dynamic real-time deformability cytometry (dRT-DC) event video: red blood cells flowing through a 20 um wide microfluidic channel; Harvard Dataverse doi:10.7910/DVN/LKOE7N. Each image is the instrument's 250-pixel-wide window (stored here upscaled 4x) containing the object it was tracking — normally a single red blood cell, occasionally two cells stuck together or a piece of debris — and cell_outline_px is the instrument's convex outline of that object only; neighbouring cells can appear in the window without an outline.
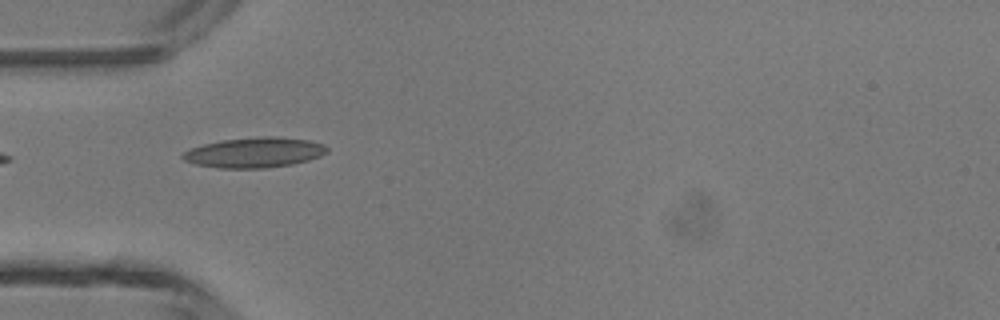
{"species": "common noctule bat (a hibernating species)", "species_latin": "Nyctalus noctula", "temperature_condition": "room temperature", "stored_images_in_passage": 30, "camera_frame_rate_fps": 3000, "um_per_image_px": 0.085, "animal": {"sex": "male", "body_mass_g": 13.3}, "frame": {"image": 1, "passage_image": 1, "time_ms": 0.0, "image_size_px": [1000, 320], "cell_outline_px": [[328, 152], [320, 156], [308, 160], [292, 164], [264, 168], [220, 168], [196, 164], [184, 160], [180, 156], [188, 148], [204, 144], [224, 140], [264, 136], [272, 136], [308, 140], [324, 144], [328, 148]], "centroid_in_image_um": [21.62, 12.96], "position_along_channel_um": 63.4, "area_um2": 25.26}}
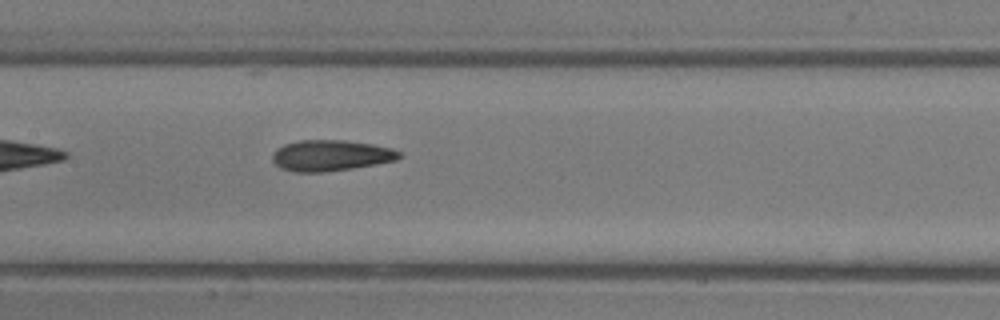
{"frame": {"image": 2, "passage_image": 9, "time_ms": 2.667, "image_size_px": [1000, 320], "cell_outline_px": [[404, 156], [396, 160], [376, 164], [352, 168], [324, 172], [296, 172], [280, 168], [272, 160], [272, 152], [276, 148], [284, 144], [296, 140], [344, 140], [372, 144], [392, 148], [400, 152]], "centroid_in_image_um": [28.1, 13.21], "position_along_channel_um": 179.3, "area_um2": 23.06}}
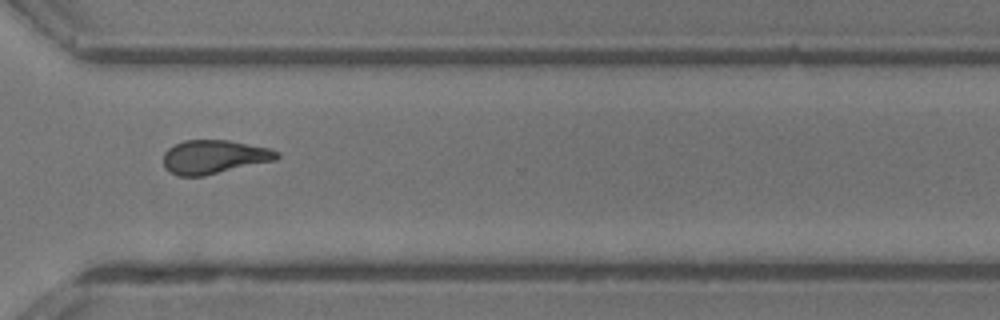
{"frame": {"image": 3, "passage_image": 21, "time_ms": 6.667, "image_size_px": [1000, 320], "cell_outline_px": [[280, 156], [276, 160], [204, 176], [180, 176], [164, 168], [164, 152], [168, 148], [184, 140], [228, 140], [268, 148], [280, 152]], "centroid_in_image_um": [18.2, 13.34], "position_along_channel_um": 352.4, "area_um2": 22.25}}